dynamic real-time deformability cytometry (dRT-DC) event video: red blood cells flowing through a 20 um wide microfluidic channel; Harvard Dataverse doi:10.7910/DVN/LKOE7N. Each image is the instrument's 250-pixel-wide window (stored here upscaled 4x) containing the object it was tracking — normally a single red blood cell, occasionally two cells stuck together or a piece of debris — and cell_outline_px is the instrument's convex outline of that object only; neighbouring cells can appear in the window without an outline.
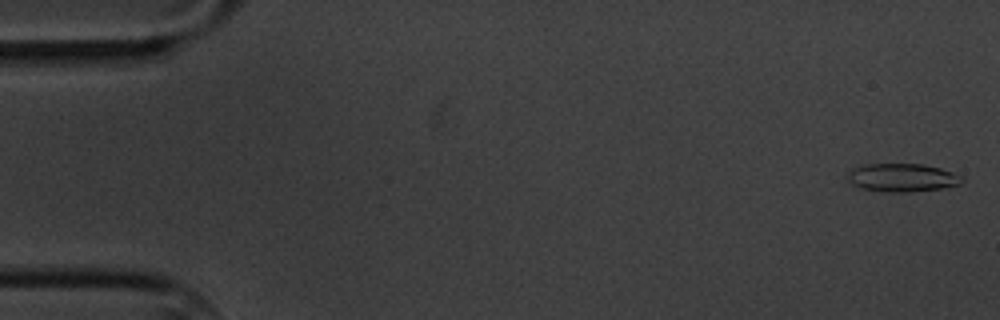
{"species": "common noctule bat (a hibernating species)", "species_latin": "Nyctalus noctula", "temperature_condition": "cold", "stored_images_in_passage": 5, "camera_frame_rate_fps": 3000, "um_per_image_px": 0.085, "animal": {"sex": "male", "body_mass_g": 20.1, "forearm_length_mm": 53.5}, "frame": {"image": 1, "passage_image": 1, "time_ms": 0.0, "image_size_px": [1000, 320], "cell_outline_px": [[964, 180], [960, 184], [944, 188], [912, 192], [880, 192], [860, 188], [852, 184], [848, 180], [848, 176], [852, 168], [864, 164], [924, 164], [940, 168], [964, 176]], "centroid_in_image_um": [76.71, 15.11], "position_along_channel_um": 8.3, "area_um2": 19.07}}